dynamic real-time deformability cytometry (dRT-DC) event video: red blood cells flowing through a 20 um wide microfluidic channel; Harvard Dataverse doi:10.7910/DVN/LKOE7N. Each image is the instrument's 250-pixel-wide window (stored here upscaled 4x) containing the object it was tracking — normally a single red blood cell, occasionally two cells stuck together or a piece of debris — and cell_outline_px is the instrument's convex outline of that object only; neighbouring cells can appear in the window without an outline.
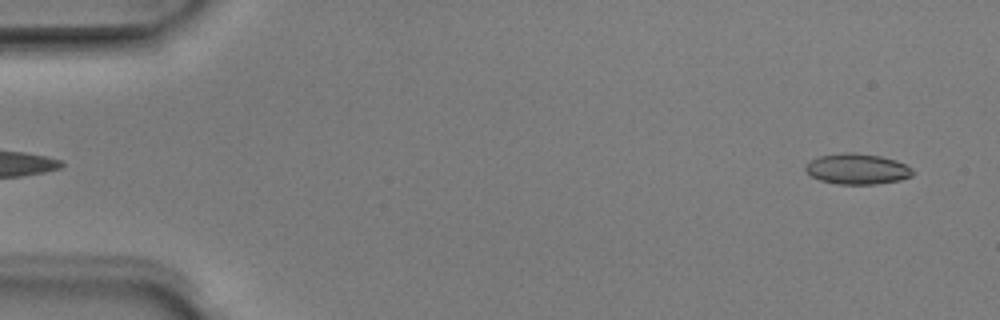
{"species": "Egyptian fruit bat (a non-hibernating species)", "species_latin": "Rousettus aegyptiacus", "temperature_condition": "room temperature", "stored_images_in_passage": 49, "camera_frame_rate_fps": 3000, "um_per_image_px": 0.085, "animal": {"sex": "male"}, "frame": {"image": 1, "passage_image": 1, "time_ms": 0.0, "image_size_px": [1000, 320], "cell_outline_px": [[912, 176], [900, 180], [876, 184], [836, 184], [820, 180], [812, 176], [804, 168], [808, 160], [820, 156], [844, 152], [856, 152], [880, 156], [896, 160], [912, 168]], "centroid_in_image_um": [72.84, 14.35], "position_along_channel_um": 12.2, "area_um2": 19.19}}
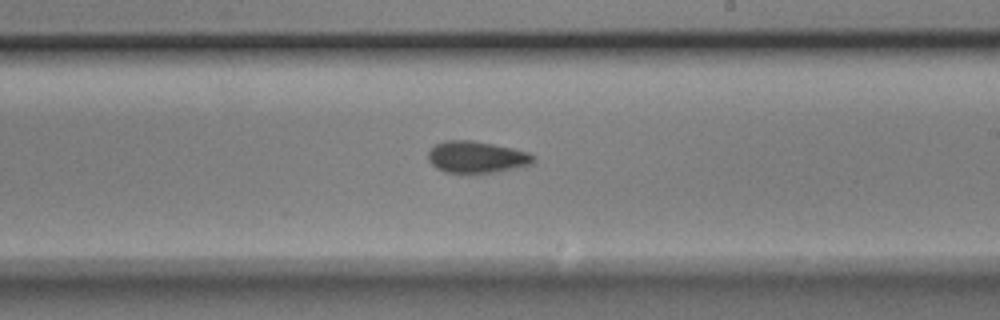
{"frame": {"image": 2, "passage_image": 28, "time_ms": 9.0, "image_size_px": [1000, 320], "cell_outline_px": [[536, 160], [532, 164], [496, 172], [444, 172], [436, 168], [428, 160], [428, 152], [436, 144], [444, 140], [472, 140], [512, 148], [528, 152]], "centroid_in_image_um": [40.49, 13.34], "position_along_channel_um": 248.5, "area_um2": 19.25}}
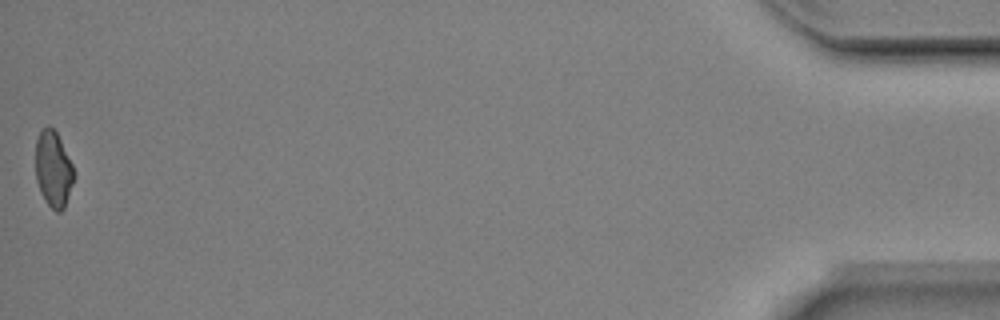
{"frame": {"image": 3, "passage_image": 49, "time_ms": 16.0, "image_size_px": [1000, 320], "cell_outline_px": [[76, 176], [64, 208], [60, 212], [56, 212], [48, 204], [40, 192], [36, 180], [36, 140], [40, 128], [48, 124], [56, 132], [72, 164]], "centroid_in_image_um": [4.53, 14.37], "position_along_channel_um": 430.7, "area_um2": 17.11}, "authors_computed_cell_mechanics": {"area_um2": 19.074, "velocity_mm_per_s": 3.9767, "shape_relaxation_time_tau1_ms": 6.001, "shape_relaxation_time_tau2_ms": 3.951, "deformation_change_tau1": 0.1201, "deformation_change_tau2": 0.0773}}